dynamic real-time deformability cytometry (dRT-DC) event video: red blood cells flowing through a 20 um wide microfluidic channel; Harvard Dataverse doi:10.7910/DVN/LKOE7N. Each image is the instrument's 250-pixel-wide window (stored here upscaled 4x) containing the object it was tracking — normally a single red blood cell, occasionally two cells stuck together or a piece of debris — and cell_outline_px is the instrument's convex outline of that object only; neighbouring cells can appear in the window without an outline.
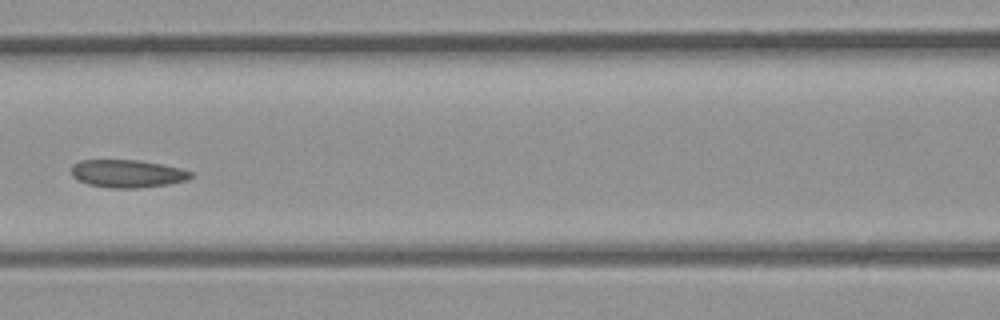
{"species": "common noctule bat (a hibernating species)", "species_latin": "Nyctalus noctula", "temperature_condition": "room temperature", "stored_images_in_passage": 38, "camera_frame_rate_fps": 3000, "um_per_image_px": 0.085, "animal": {"sex": "male", "body_mass_g": 23.1, "forearm_length_mm": 52.7}, "frame": {"image": 1, "passage_image": 17, "time_ms": 5.333, "image_size_px": [1000, 320], "cell_outline_px": [[192, 176], [188, 180], [168, 184], [136, 188], [112, 188], [88, 184], [76, 180], [72, 176], [72, 164], [80, 160], [140, 160], [180, 168], [192, 172]], "centroid_in_image_um": [10.81, 14.75], "position_along_channel_um": 155.8, "area_um2": 19.36}}